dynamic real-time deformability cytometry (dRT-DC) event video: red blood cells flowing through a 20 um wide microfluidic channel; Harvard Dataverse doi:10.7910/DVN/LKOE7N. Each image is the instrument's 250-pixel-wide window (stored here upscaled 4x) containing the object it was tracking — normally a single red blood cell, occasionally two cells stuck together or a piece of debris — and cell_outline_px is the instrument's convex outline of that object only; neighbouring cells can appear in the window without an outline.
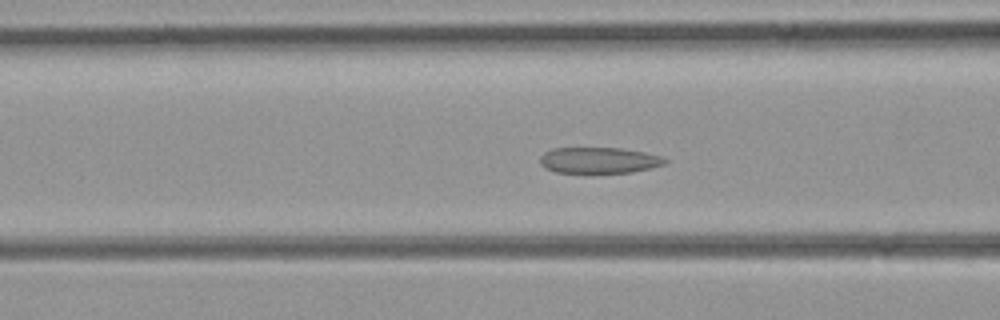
{"species": "common noctule bat (a hibernating species)", "species_latin": "Nyctalus noctula", "temperature_condition": "room temperature", "stored_images_in_passage": 36, "camera_frame_rate_fps": 3000, "um_per_image_px": 0.085, "animal": {"sex": "female", "body_mass_g": 21.9}, "frame": {"image": 1, "passage_image": 12, "time_ms": 3.667, "image_size_px": [1000, 320], "cell_outline_px": [[668, 160], [664, 164], [632, 172], [588, 176], [556, 172], [544, 168], [540, 164], [540, 156], [544, 152], [552, 148], [620, 148], [644, 152], [660, 156]], "centroid_in_image_um": [50.83, 13.67], "position_along_channel_um": 115.8, "area_um2": 19.83}}
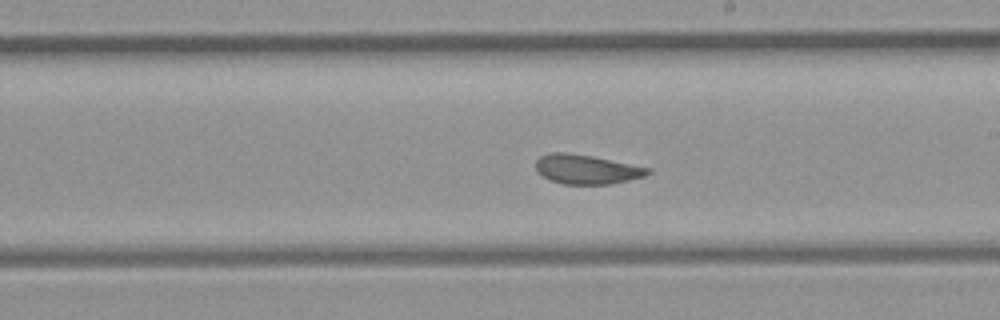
{"frame": {"image": 2, "passage_image": 21, "time_ms": 6.667, "image_size_px": [1000, 320], "cell_outline_px": [[652, 172], [644, 176], [612, 184], [564, 184], [548, 180], [536, 172], [536, 160], [540, 156], [548, 152], [568, 152], [592, 156], [652, 168]], "centroid_in_image_um": [49.83, 14.38], "position_along_channel_um": 239.2, "area_um2": 19.42}}
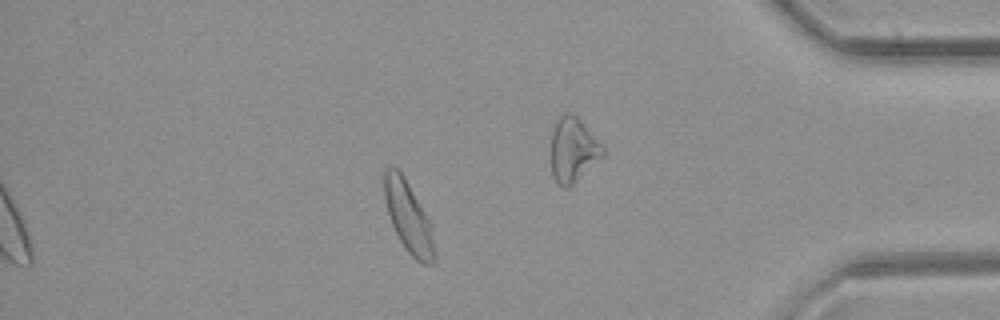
{"frame": {"image": 3, "passage_image": 36, "time_ms": 11.667, "image_size_px": [1000, 320], "cell_outline_px": [[436, 260], [432, 264], [424, 264], [416, 260], [408, 252], [400, 240], [392, 224], [388, 212], [384, 196], [384, 168], [396, 168], [404, 176], [432, 220], [436, 256]], "centroid_in_image_um": [34.78, 18.47], "position_along_channel_um": 400.4, "area_um2": 21.15}}